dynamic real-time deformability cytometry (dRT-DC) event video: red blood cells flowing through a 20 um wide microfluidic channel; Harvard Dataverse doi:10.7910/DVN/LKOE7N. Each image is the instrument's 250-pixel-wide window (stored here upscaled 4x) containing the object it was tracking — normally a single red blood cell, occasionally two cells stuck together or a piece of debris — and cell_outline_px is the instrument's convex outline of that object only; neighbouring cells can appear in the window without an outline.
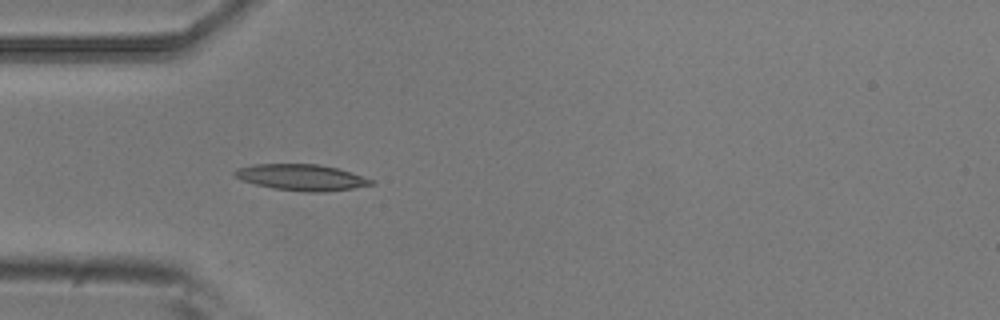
{"species": "common noctule bat (a hibernating species)", "species_latin": "Nyctalus noctula", "temperature_condition": "room temperature", "stored_images_in_passage": 5, "camera_frame_rate_fps": 3000, "um_per_image_px": 0.085, "animal": {"sex": "male", "body_mass_g": 20.5, "forearm_length_mm": 52.5}, "frame": {"image": 1, "passage_image": 5, "time_ms": 1.333, "image_size_px": [1000, 320], "cell_outline_px": [[376, 184], [352, 188], [324, 192], [304, 192], [272, 188], [240, 180], [232, 172], [236, 168], [252, 164], [316, 164], [336, 168], [376, 180]], "centroid_in_image_um": [25.62, 15.08], "position_along_channel_um": 59.4, "area_um2": 20.87}}